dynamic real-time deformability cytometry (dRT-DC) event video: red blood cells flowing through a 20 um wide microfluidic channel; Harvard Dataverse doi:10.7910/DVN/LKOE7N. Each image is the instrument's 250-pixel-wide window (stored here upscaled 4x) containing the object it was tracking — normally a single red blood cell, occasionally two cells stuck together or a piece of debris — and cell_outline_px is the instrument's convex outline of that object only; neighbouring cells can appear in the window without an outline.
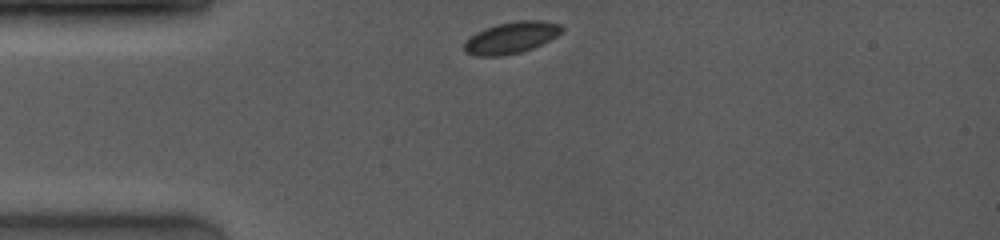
{"species": "common noctule bat (a hibernating species)", "species_latin": "Nyctalus noctula", "temperature_condition": "room temperature", "stored_images_in_passage": 58, "camera_frame_rate_fps": 4000, "um_per_image_px": 0.085, "animal": {"sex": "female", "body_mass_g": 19.0, "forearm_length_mm": 53.3}, "frame": {"image": 1, "passage_image": 1, "time_ms": 0.0, "image_size_px": [1000, 240], "cell_outline_px": [[564, 28], [556, 36], [532, 48], [520, 52], [504, 56], [476, 56], [464, 52], [464, 40], [476, 32], [496, 24], [516, 20], [540, 20], [560, 24]], "centroid_in_image_um": [43.4, 3.2], "position_along_channel_um": 41.6, "area_um2": 17.98}}
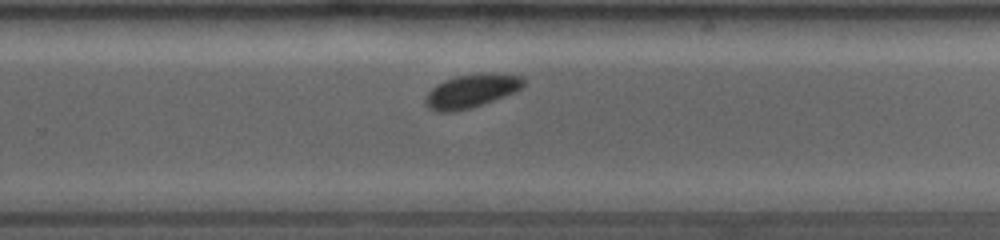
{"frame": {"image": 2, "passage_image": 35, "time_ms": 6.75, "image_size_px": [1000, 240], "cell_outline_px": [[524, 84], [520, 88], [512, 92], [492, 100], [468, 108], [452, 112], [436, 112], [428, 108], [424, 104], [424, 96], [436, 84], [444, 80], [456, 76], [484, 72], [524, 76]], "centroid_in_image_um": [39.99, 7.72], "position_along_channel_um": 289.8, "area_um2": 19.02}}
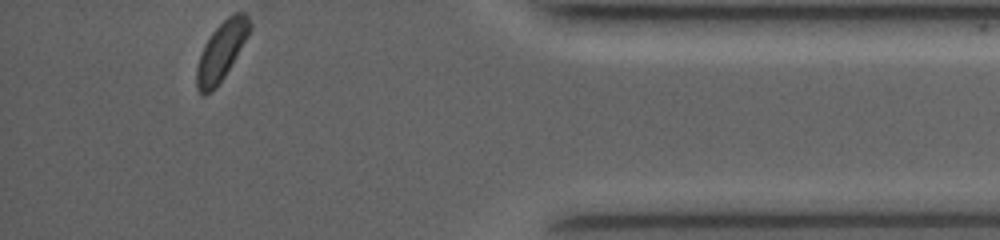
{"frame": {"image": 3, "passage_image": 57, "time_ms": 10.5, "image_size_px": [1000, 240], "cell_outline_px": [[252, 28], [248, 36], [224, 76], [216, 88], [212, 92], [204, 96], [200, 96], [196, 88], [196, 68], [204, 44], [212, 32], [228, 16], [236, 12], [244, 12], [248, 16], [252, 24]], "centroid_in_image_um": [18.81, 4.37], "position_along_channel_um": 416.4, "area_um2": 18.15}, "authors_computed_cell_mechanics": {"area_um2": 18.785, "velocity_mm_per_s": 4.0478, "shape_relaxation_time_tau1_ms": 0.8038, "shape_relaxation_time_tau2_ms": null, "deformation_change_tau1": 0.0299, "deformation_change_tau2": null}}